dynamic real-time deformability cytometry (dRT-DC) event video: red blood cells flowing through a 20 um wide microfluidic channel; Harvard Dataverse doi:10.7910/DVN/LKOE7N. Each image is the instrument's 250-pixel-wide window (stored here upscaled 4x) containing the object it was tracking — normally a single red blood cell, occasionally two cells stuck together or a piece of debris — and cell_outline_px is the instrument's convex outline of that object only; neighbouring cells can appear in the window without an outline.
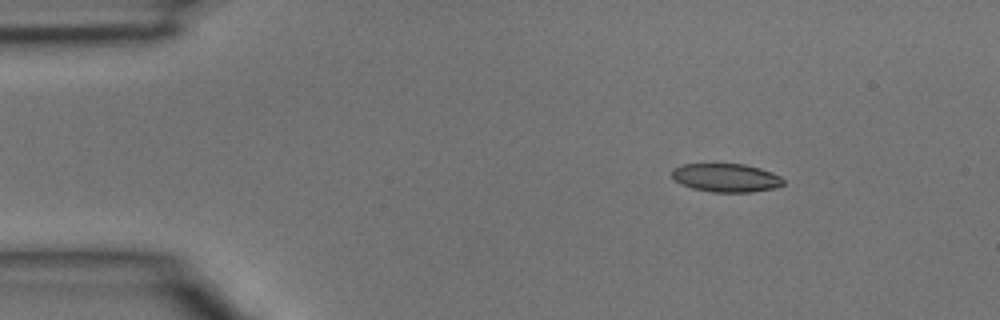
{"species": "common noctule bat (a hibernating species)", "species_latin": "Nyctalus noctula", "temperature_condition": "room temperature", "stored_images_in_passage": 5, "segment_of_instrument_passage": [2, 2], "camera_frame_rate_fps": 3000, "um_per_image_px": 0.085, "animal": {"sex": "male", "body_mass_g": 15.6}, "frame": {"image": 1, "passage_image": 5, "time_ms": 1.333, "image_size_px": [1000, 320], "cell_outline_px": [[784, 184], [776, 188], [752, 192], [712, 192], [692, 188], [680, 184], [672, 180], [672, 172], [676, 168], [684, 164], [744, 164], [760, 168], [772, 172], [780, 176], [784, 180]], "centroid_in_image_um": [61.73, 15.12], "position_along_channel_um": 23.3, "area_um2": 18.55}}